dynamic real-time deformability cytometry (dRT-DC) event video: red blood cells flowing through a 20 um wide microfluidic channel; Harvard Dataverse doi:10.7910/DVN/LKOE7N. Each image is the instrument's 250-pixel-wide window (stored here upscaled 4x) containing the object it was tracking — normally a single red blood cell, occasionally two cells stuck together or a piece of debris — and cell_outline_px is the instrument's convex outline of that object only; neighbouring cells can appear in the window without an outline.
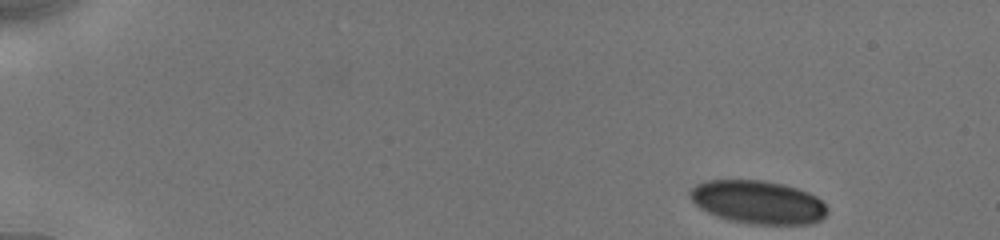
{"species": "human", "species_latin": "Homo sapiens", "temperature_condition": "cold", "stored_images_in_passage": 48, "camera_frame_rate_fps": 3000, "um_per_image_px": 0.085, "donor": {"sex": "male"}, "frame": {"image": 1, "passage_image": 1, "time_ms": 0.0, "image_size_px": [1000, 240], "cell_outline_px": [[828, 212], [820, 220], [812, 224], [752, 224], [728, 220], [716, 216], [700, 208], [688, 196], [688, 192], [696, 184], [704, 180], [760, 180], [784, 184], [808, 192], [816, 196], [828, 208]], "centroid_in_image_um": [64.41, 17.18], "position_along_channel_um": 20.6, "area_um2": 34.74}}
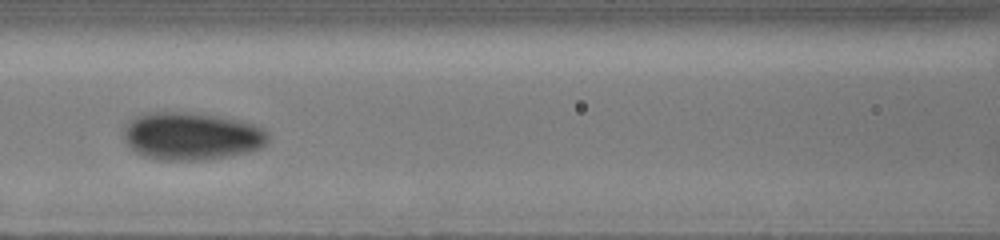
{"frame": {"image": 2, "passage_image": 20, "time_ms": 6.667, "image_size_px": [1000, 240], "cell_outline_px": [[268, 140], [260, 148], [248, 152], [232, 156], [208, 160], [160, 160], [144, 156], [128, 148], [124, 140], [124, 124], [128, 120], [136, 116], [148, 112], [184, 112], [216, 116], [244, 120], [256, 124], [268, 132]], "centroid_in_image_um": [16.27, 11.57], "position_along_channel_um": 150.3, "area_um2": 40.75}}
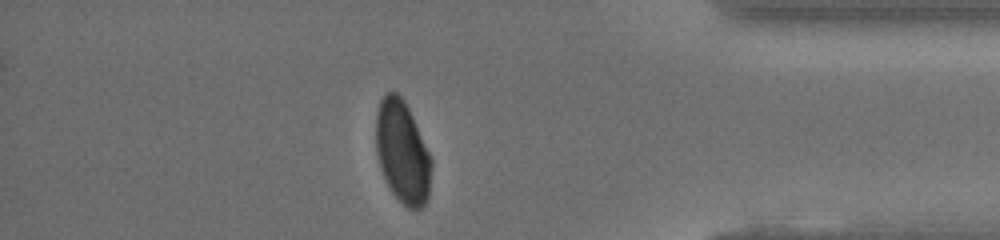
{"frame": {"image": 3, "passage_image": 41, "time_ms": 13.667, "image_size_px": [1000, 240], "cell_outline_px": [[432, 164], [428, 196], [424, 204], [420, 208], [408, 208], [392, 192], [384, 176], [376, 152], [376, 112], [380, 100], [388, 92], [396, 92], [404, 100], [412, 116], [432, 160]], "centroid_in_image_um": [34.2, 12.91], "position_along_channel_um": 401.0, "area_um2": 32.54}, "authors_computed_cell_mechanics": {"area_um2": 36.6452, "velocity_mm_per_s": 3.9075, "shape_relaxation_time_tau1_ms": 10.7302, "shape_relaxation_time_tau2_ms": 0.8542, "deformation_change_tau1": 0.1537, "deformation_change_tau2": 0.0371}}